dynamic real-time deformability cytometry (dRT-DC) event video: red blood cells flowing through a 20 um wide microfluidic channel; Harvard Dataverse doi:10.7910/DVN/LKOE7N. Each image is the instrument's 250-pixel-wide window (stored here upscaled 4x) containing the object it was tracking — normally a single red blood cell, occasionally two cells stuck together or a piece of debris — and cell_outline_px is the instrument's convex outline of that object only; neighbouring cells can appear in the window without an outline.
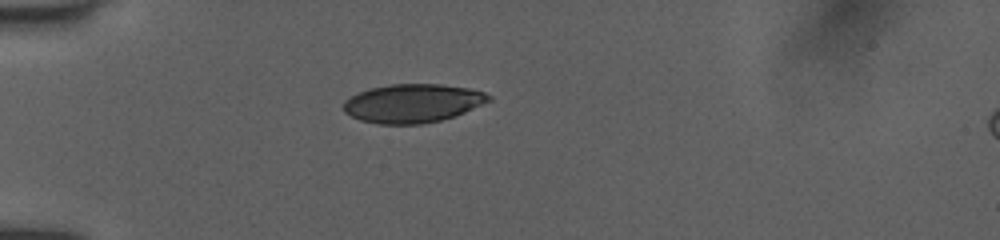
{"species": "human", "species_latin": "Homo sapiens", "temperature_condition": "room temperature", "stored_images_in_passage": 37, "camera_frame_rate_fps": 3000, "um_per_image_px": 0.085, "donor": {"sex": "female"}, "frame": {"image": 1, "passage_image": 1, "time_ms": 0.0, "image_size_px": [1000, 240], "cell_outline_px": [[492, 100], [464, 112], [440, 120], [420, 124], [380, 124], [360, 120], [344, 112], [344, 100], [360, 92], [372, 88], [392, 84], [440, 84], [468, 88], [484, 92], [492, 96]], "centroid_in_image_um": [35.09, 8.78], "position_along_channel_um": 49.9, "area_um2": 32.37}}
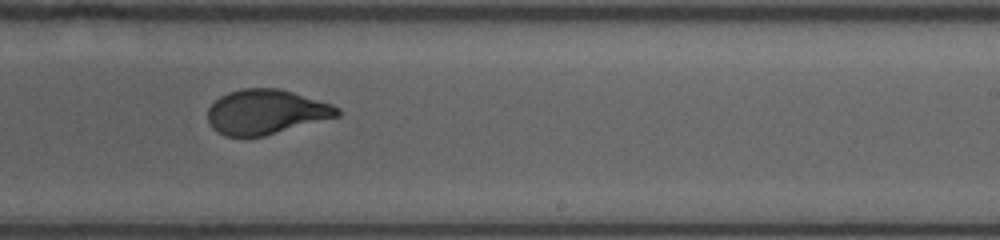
{"frame": {"image": 2, "passage_image": 19, "time_ms": 6.0, "image_size_px": [1000, 240], "cell_outline_px": [[340, 116], [264, 136], [224, 136], [216, 132], [212, 128], [208, 120], [208, 108], [220, 96], [228, 92], [244, 88], [276, 88], [292, 92], [332, 104], [340, 108]], "centroid_in_image_um": [22.6, 9.52], "position_along_channel_um": 266.4, "area_um2": 33.7}}
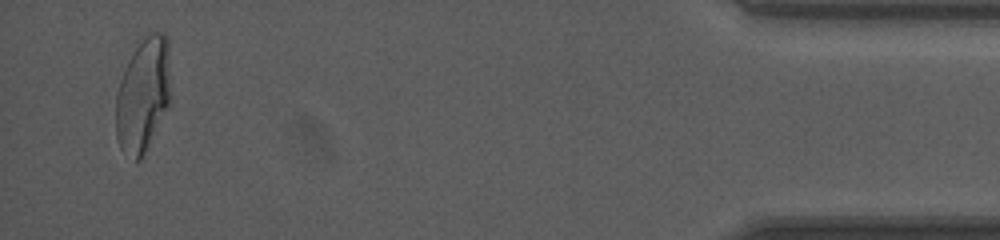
{"frame": {"image": 3, "passage_image": 36, "time_ms": 11.667, "image_size_px": [1000, 240], "cell_outline_px": [[168, 104], [140, 160], [136, 160], [120, 148], [116, 136], [116, 92], [124, 68], [128, 60], [140, 40], [152, 32], [164, 32], [168, 36]], "centroid_in_image_um": [12.11, 8.01], "position_along_channel_um": 423.1, "area_um2": 35.55}, "authors_computed_cell_mechanics": {"area_um2": 34.4488, "velocity_mm_per_s": 3.9908, "shape_relaxation_time_tau1_ms": 4.9201, "shape_relaxation_time_tau2_ms": null, "deformation_change_tau1": 0.1998, "deformation_change_tau2": null}}